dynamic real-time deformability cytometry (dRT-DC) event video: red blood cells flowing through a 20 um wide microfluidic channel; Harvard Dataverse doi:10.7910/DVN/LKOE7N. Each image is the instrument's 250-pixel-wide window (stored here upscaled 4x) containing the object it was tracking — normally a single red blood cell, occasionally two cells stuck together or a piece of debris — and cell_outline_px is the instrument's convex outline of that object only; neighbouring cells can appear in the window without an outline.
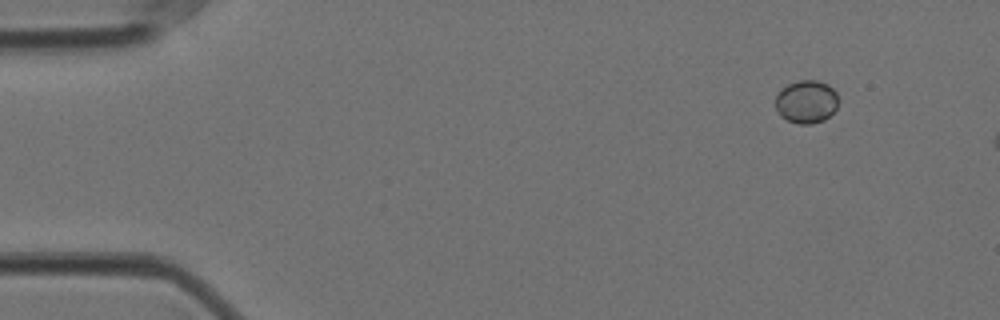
{"species": "Egyptian fruit bat (a non-hibernating species)", "species_latin": "Rousettus aegyptiacus", "temperature_condition": "cold", "stored_images_in_passage": 7, "camera_frame_rate_fps": 3000, "um_per_image_px": 0.085, "animal": {"sex": "female"}, "frame": {"image": 1, "passage_image": 1, "time_ms": 0.0, "image_size_px": [1000, 320], "cell_outline_px": [[836, 108], [824, 120], [812, 124], [800, 124], [788, 120], [780, 116], [776, 108], [776, 96], [788, 84], [800, 80], [816, 80], [828, 84], [836, 92]], "centroid_in_image_um": [68.53, 8.65], "position_along_channel_um": 16.5, "area_um2": 15.49}}